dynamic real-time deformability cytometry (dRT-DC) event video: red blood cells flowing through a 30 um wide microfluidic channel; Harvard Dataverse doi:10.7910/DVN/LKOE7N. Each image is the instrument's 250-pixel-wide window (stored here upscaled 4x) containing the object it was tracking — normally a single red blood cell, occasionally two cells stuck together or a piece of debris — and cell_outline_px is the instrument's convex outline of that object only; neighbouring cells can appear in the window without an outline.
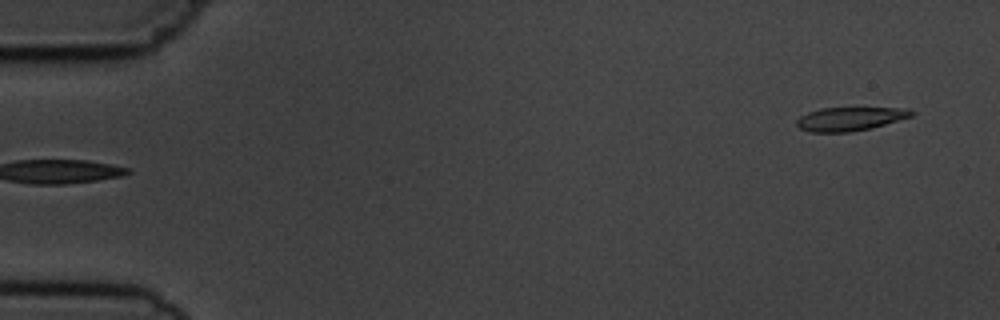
{"species": "common noctule bat (a hibernating species)", "species_latin": "Nyctalus noctula", "temperature_condition": "cold", "stored_images_in_passage": 5, "camera_frame_rate_fps": 3000, "um_per_image_px": 0.085, "animal": {"sex": "male", "body_mass_g": 19.5, "forearm_length_mm": 54.6}, "frame": {"image": 1, "passage_image": 5, "time_ms": 5.333, "image_size_px": [1000, 320], "cell_outline_px": [[916, 112], [912, 116], [872, 128], [848, 132], [812, 132], [800, 128], [796, 124], [796, 120], [800, 116], [808, 112], [820, 108], [908, 108]], "centroid_in_image_um": [72.26, 10.1], "position_along_channel_um": 12.7, "area_um2": 15.78}}